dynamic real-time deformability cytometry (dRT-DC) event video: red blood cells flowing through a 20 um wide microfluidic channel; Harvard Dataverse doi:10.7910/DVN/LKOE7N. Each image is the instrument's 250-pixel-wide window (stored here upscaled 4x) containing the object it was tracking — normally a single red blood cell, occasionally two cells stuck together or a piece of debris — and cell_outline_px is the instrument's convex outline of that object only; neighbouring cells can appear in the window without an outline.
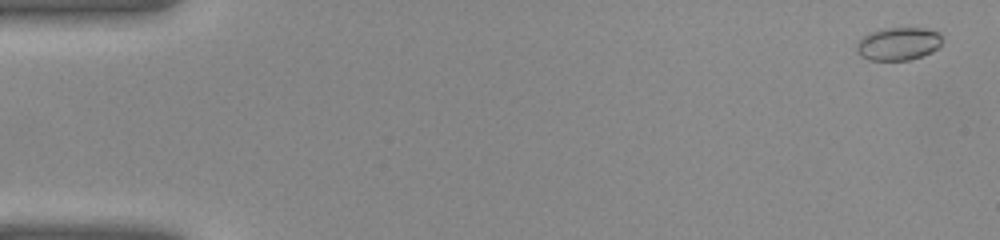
{"species": "common noctule bat (a hibernating species)", "species_latin": "Nyctalus noctula", "temperature_condition": "warm", "stored_images_in_passage": 8, "camera_frame_rate_fps": 3000, "um_per_image_px": 0.085, "animal": {"sex": "female", "body_mass_g": 22.0, "forearm_length_mm": 56.7}, "frame": {"image": 1, "passage_image": 2, "time_ms": 0.333, "image_size_px": [1000, 240], "cell_outline_px": [[944, 40], [932, 52], [908, 60], [868, 60], [860, 56], [856, 52], [856, 44], [868, 32], [884, 28], [924, 28], [940, 32]], "centroid_in_image_um": [76.35, 3.71], "position_along_channel_um": 8.7, "area_um2": 16.59}}